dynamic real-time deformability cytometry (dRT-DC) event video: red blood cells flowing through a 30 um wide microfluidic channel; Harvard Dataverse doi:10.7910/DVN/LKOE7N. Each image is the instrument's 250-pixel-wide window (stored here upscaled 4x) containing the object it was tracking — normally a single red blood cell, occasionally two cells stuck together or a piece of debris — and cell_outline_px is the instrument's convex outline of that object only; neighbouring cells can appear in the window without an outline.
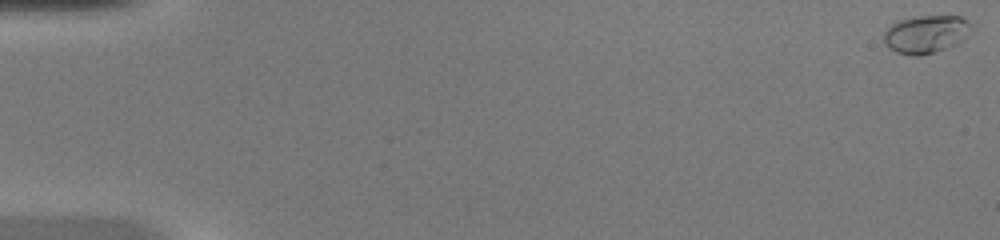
{"species": "common noctule bat (a hibernating species)", "species_latin": "Nyctalus noctula", "temperature_condition": "warm", "stored_images_in_passage": 20, "camera_frame_rate_fps": 3000, "um_per_image_px": 0.085, "animal": {"sex": "female", "body_mass_g": 20.0, "forearm_length_mm": 54.0}, "frame": {"image": 1, "passage_image": 1, "time_ms": 0.0, "image_size_px": [1000, 240], "cell_outline_px": [[968, 24], [964, 40], [956, 44], [936, 52], [920, 56], [912, 56], [896, 52], [888, 48], [884, 44], [884, 32], [892, 24], [900, 20], [920, 16], [960, 16]], "centroid_in_image_um": [78.63, 2.94], "position_along_channel_um": 6.4, "area_um2": 18.96}}
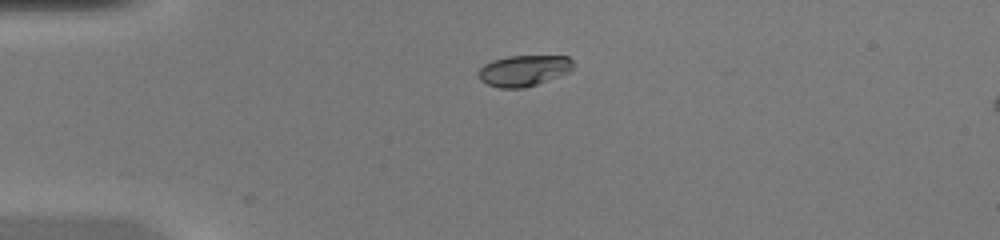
{"frame": {"image": 2, "passage_image": 13, "time_ms": 4.0, "image_size_px": [1000, 240], "cell_outline_px": [[576, 64], [568, 72], [536, 84], [524, 88], [500, 88], [488, 84], [480, 80], [476, 72], [484, 64], [492, 60], [508, 56], [568, 56]], "centroid_in_image_um": [44.49, 5.99], "position_along_channel_um": 40.5, "area_um2": 17.11}}